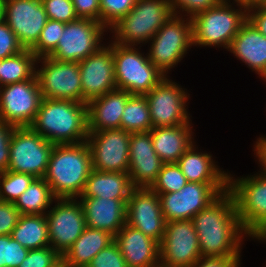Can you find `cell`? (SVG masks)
<instances>
[{"mask_svg":"<svg viewBox=\"0 0 266 267\" xmlns=\"http://www.w3.org/2000/svg\"><path fill=\"white\" fill-rule=\"evenodd\" d=\"M201 257L242 256L241 250L250 235L242 228L234 196L221 193L193 218Z\"/></svg>","mask_w":266,"mask_h":267,"instance_id":"1","label":"cell"},{"mask_svg":"<svg viewBox=\"0 0 266 267\" xmlns=\"http://www.w3.org/2000/svg\"><path fill=\"white\" fill-rule=\"evenodd\" d=\"M29 127L54 145L85 142L89 133L87 104L42 98Z\"/></svg>","mask_w":266,"mask_h":267,"instance_id":"2","label":"cell"},{"mask_svg":"<svg viewBox=\"0 0 266 267\" xmlns=\"http://www.w3.org/2000/svg\"><path fill=\"white\" fill-rule=\"evenodd\" d=\"M91 170V151L86 141L56 144L43 178L56 198H78Z\"/></svg>","mask_w":266,"mask_h":267,"instance_id":"3","label":"cell"},{"mask_svg":"<svg viewBox=\"0 0 266 267\" xmlns=\"http://www.w3.org/2000/svg\"><path fill=\"white\" fill-rule=\"evenodd\" d=\"M247 11L248 7L242 4L222 1L196 14L191 18L193 46L223 47L228 51L233 38L247 21Z\"/></svg>","mask_w":266,"mask_h":267,"instance_id":"4","label":"cell"},{"mask_svg":"<svg viewBox=\"0 0 266 267\" xmlns=\"http://www.w3.org/2000/svg\"><path fill=\"white\" fill-rule=\"evenodd\" d=\"M169 0H137L132 10L109 29L112 41L144 46L173 16Z\"/></svg>","mask_w":266,"mask_h":267,"instance_id":"5","label":"cell"},{"mask_svg":"<svg viewBox=\"0 0 266 267\" xmlns=\"http://www.w3.org/2000/svg\"><path fill=\"white\" fill-rule=\"evenodd\" d=\"M141 47L121 45L113 41L117 89L125 90L131 95L147 94L165 77L150 62L147 53L142 52Z\"/></svg>","mask_w":266,"mask_h":267,"instance_id":"6","label":"cell"},{"mask_svg":"<svg viewBox=\"0 0 266 267\" xmlns=\"http://www.w3.org/2000/svg\"><path fill=\"white\" fill-rule=\"evenodd\" d=\"M148 58L165 76L193 46L191 18L173 14L148 42ZM169 72V73H168Z\"/></svg>","mask_w":266,"mask_h":267,"instance_id":"7","label":"cell"},{"mask_svg":"<svg viewBox=\"0 0 266 267\" xmlns=\"http://www.w3.org/2000/svg\"><path fill=\"white\" fill-rule=\"evenodd\" d=\"M145 97L153 128L192 124V116L187 111L190 94L169 76H165Z\"/></svg>","mask_w":266,"mask_h":267,"instance_id":"8","label":"cell"},{"mask_svg":"<svg viewBox=\"0 0 266 267\" xmlns=\"http://www.w3.org/2000/svg\"><path fill=\"white\" fill-rule=\"evenodd\" d=\"M54 144L30 127H16L10 142L8 171L43 178Z\"/></svg>","mask_w":266,"mask_h":267,"instance_id":"9","label":"cell"},{"mask_svg":"<svg viewBox=\"0 0 266 267\" xmlns=\"http://www.w3.org/2000/svg\"><path fill=\"white\" fill-rule=\"evenodd\" d=\"M229 171L228 190L234 196L242 228L251 235L266 220V176L234 177Z\"/></svg>","mask_w":266,"mask_h":267,"instance_id":"10","label":"cell"},{"mask_svg":"<svg viewBox=\"0 0 266 267\" xmlns=\"http://www.w3.org/2000/svg\"><path fill=\"white\" fill-rule=\"evenodd\" d=\"M107 29L98 21L78 18L65 23L56 49L49 57L61 62H81L104 45ZM103 42V43H102Z\"/></svg>","mask_w":266,"mask_h":267,"instance_id":"11","label":"cell"},{"mask_svg":"<svg viewBox=\"0 0 266 267\" xmlns=\"http://www.w3.org/2000/svg\"><path fill=\"white\" fill-rule=\"evenodd\" d=\"M228 190V183L187 182L178 192L158 194L165 221L192 218Z\"/></svg>","mask_w":266,"mask_h":267,"instance_id":"12","label":"cell"},{"mask_svg":"<svg viewBox=\"0 0 266 267\" xmlns=\"http://www.w3.org/2000/svg\"><path fill=\"white\" fill-rule=\"evenodd\" d=\"M36 77L43 98L82 102L79 63L37 58Z\"/></svg>","mask_w":266,"mask_h":267,"instance_id":"13","label":"cell"},{"mask_svg":"<svg viewBox=\"0 0 266 267\" xmlns=\"http://www.w3.org/2000/svg\"><path fill=\"white\" fill-rule=\"evenodd\" d=\"M46 212L50 246L61 256L86 228L84 211L78 198H56Z\"/></svg>","mask_w":266,"mask_h":267,"instance_id":"14","label":"cell"},{"mask_svg":"<svg viewBox=\"0 0 266 267\" xmlns=\"http://www.w3.org/2000/svg\"><path fill=\"white\" fill-rule=\"evenodd\" d=\"M42 93L36 75L29 80L0 87V120L29 127L39 110Z\"/></svg>","mask_w":266,"mask_h":267,"instance_id":"15","label":"cell"},{"mask_svg":"<svg viewBox=\"0 0 266 267\" xmlns=\"http://www.w3.org/2000/svg\"><path fill=\"white\" fill-rule=\"evenodd\" d=\"M88 132L86 142L91 151L92 169L128 173L131 133L122 128Z\"/></svg>","mask_w":266,"mask_h":267,"instance_id":"16","label":"cell"},{"mask_svg":"<svg viewBox=\"0 0 266 267\" xmlns=\"http://www.w3.org/2000/svg\"><path fill=\"white\" fill-rule=\"evenodd\" d=\"M200 258L198 235L192 220L166 222L160 243V262L174 267H191Z\"/></svg>","mask_w":266,"mask_h":267,"instance_id":"17","label":"cell"},{"mask_svg":"<svg viewBox=\"0 0 266 267\" xmlns=\"http://www.w3.org/2000/svg\"><path fill=\"white\" fill-rule=\"evenodd\" d=\"M82 103L117 89L113 59V41L105 42L95 53L79 62Z\"/></svg>","mask_w":266,"mask_h":267,"instance_id":"18","label":"cell"},{"mask_svg":"<svg viewBox=\"0 0 266 267\" xmlns=\"http://www.w3.org/2000/svg\"><path fill=\"white\" fill-rule=\"evenodd\" d=\"M2 19L24 49L38 41L48 17L41 0H16L2 5Z\"/></svg>","mask_w":266,"mask_h":267,"instance_id":"19","label":"cell"},{"mask_svg":"<svg viewBox=\"0 0 266 267\" xmlns=\"http://www.w3.org/2000/svg\"><path fill=\"white\" fill-rule=\"evenodd\" d=\"M126 224L161 243L166 221L158 194L150 188H134L126 203Z\"/></svg>","mask_w":266,"mask_h":267,"instance_id":"20","label":"cell"},{"mask_svg":"<svg viewBox=\"0 0 266 267\" xmlns=\"http://www.w3.org/2000/svg\"><path fill=\"white\" fill-rule=\"evenodd\" d=\"M163 161L155 153L151 131L131 133L129 142V169L134 188H150L156 181Z\"/></svg>","mask_w":266,"mask_h":267,"instance_id":"21","label":"cell"},{"mask_svg":"<svg viewBox=\"0 0 266 267\" xmlns=\"http://www.w3.org/2000/svg\"><path fill=\"white\" fill-rule=\"evenodd\" d=\"M114 242L127 267H153L160 262V243L127 224L114 236Z\"/></svg>","mask_w":266,"mask_h":267,"instance_id":"22","label":"cell"},{"mask_svg":"<svg viewBox=\"0 0 266 267\" xmlns=\"http://www.w3.org/2000/svg\"><path fill=\"white\" fill-rule=\"evenodd\" d=\"M86 220V227L100 229L113 237L126 224L128 199L78 197Z\"/></svg>","mask_w":266,"mask_h":267,"instance_id":"23","label":"cell"},{"mask_svg":"<svg viewBox=\"0 0 266 267\" xmlns=\"http://www.w3.org/2000/svg\"><path fill=\"white\" fill-rule=\"evenodd\" d=\"M261 80L266 78V36L248 20L241 26L228 49Z\"/></svg>","mask_w":266,"mask_h":267,"instance_id":"24","label":"cell"},{"mask_svg":"<svg viewBox=\"0 0 266 267\" xmlns=\"http://www.w3.org/2000/svg\"><path fill=\"white\" fill-rule=\"evenodd\" d=\"M131 96L125 90L114 89L87 103L88 131L121 128L125 104Z\"/></svg>","mask_w":266,"mask_h":267,"instance_id":"25","label":"cell"},{"mask_svg":"<svg viewBox=\"0 0 266 267\" xmlns=\"http://www.w3.org/2000/svg\"><path fill=\"white\" fill-rule=\"evenodd\" d=\"M201 151L194 142L177 161L188 182L228 183L229 172L216 164L211 153Z\"/></svg>","mask_w":266,"mask_h":267,"instance_id":"26","label":"cell"},{"mask_svg":"<svg viewBox=\"0 0 266 267\" xmlns=\"http://www.w3.org/2000/svg\"><path fill=\"white\" fill-rule=\"evenodd\" d=\"M192 130L193 124L155 127L150 130L155 153L164 164L177 163L186 150L194 144L195 133Z\"/></svg>","mask_w":266,"mask_h":267,"instance_id":"27","label":"cell"},{"mask_svg":"<svg viewBox=\"0 0 266 267\" xmlns=\"http://www.w3.org/2000/svg\"><path fill=\"white\" fill-rule=\"evenodd\" d=\"M133 189L129 173L92 169L79 197L128 199Z\"/></svg>","mask_w":266,"mask_h":267,"instance_id":"28","label":"cell"},{"mask_svg":"<svg viewBox=\"0 0 266 267\" xmlns=\"http://www.w3.org/2000/svg\"><path fill=\"white\" fill-rule=\"evenodd\" d=\"M113 241L114 237L110 233L86 227L62 255V260L70 267H87L91 260Z\"/></svg>","mask_w":266,"mask_h":267,"instance_id":"29","label":"cell"},{"mask_svg":"<svg viewBox=\"0 0 266 267\" xmlns=\"http://www.w3.org/2000/svg\"><path fill=\"white\" fill-rule=\"evenodd\" d=\"M11 237L29 250L50 246L45 214L21 215Z\"/></svg>","mask_w":266,"mask_h":267,"instance_id":"30","label":"cell"},{"mask_svg":"<svg viewBox=\"0 0 266 267\" xmlns=\"http://www.w3.org/2000/svg\"><path fill=\"white\" fill-rule=\"evenodd\" d=\"M55 199L45 179L35 178L14 204L21 215H43L51 208Z\"/></svg>","mask_w":266,"mask_h":267,"instance_id":"31","label":"cell"},{"mask_svg":"<svg viewBox=\"0 0 266 267\" xmlns=\"http://www.w3.org/2000/svg\"><path fill=\"white\" fill-rule=\"evenodd\" d=\"M37 57L30 49L2 59L0 65V87L32 79L36 75Z\"/></svg>","mask_w":266,"mask_h":267,"instance_id":"32","label":"cell"},{"mask_svg":"<svg viewBox=\"0 0 266 267\" xmlns=\"http://www.w3.org/2000/svg\"><path fill=\"white\" fill-rule=\"evenodd\" d=\"M121 128L129 133L149 132L153 128L145 95H131L128 98L121 118Z\"/></svg>","mask_w":266,"mask_h":267,"instance_id":"33","label":"cell"},{"mask_svg":"<svg viewBox=\"0 0 266 267\" xmlns=\"http://www.w3.org/2000/svg\"><path fill=\"white\" fill-rule=\"evenodd\" d=\"M34 179L33 175L20 172L7 170L0 173V201L15 203Z\"/></svg>","mask_w":266,"mask_h":267,"instance_id":"34","label":"cell"},{"mask_svg":"<svg viewBox=\"0 0 266 267\" xmlns=\"http://www.w3.org/2000/svg\"><path fill=\"white\" fill-rule=\"evenodd\" d=\"M188 180L177 163L163 164L156 181L150 189L157 194L178 192Z\"/></svg>","mask_w":266,"mask_h":267,"instance_id":"35","label":"cell"},{"mask_svg":"<svg viewBox=\"0 0 266 267\" xmlns=\"http://www.w3.org/2000/svg\"><path fill=\"white\" fill-rule=\"evenodd\" d=\"M65 23L48 19L41 31L37 43L30 49L37 58L49 56L58 44L59 38L64 31Z\"/></svg>","mask_w":266,"mask_h":267,"instance_id":"36","label":"cell"},{"mask_svg":"<svg viewBox=\"0 0 266 267\" xmlns=\"http://www.w3.org/2000/svg\"><path fill=\"white\" fill-rule=\"evenodd\" d=\"M137 0H100V23L109 30L127 15Z\"/></svg>","mask_w":266,"mask_h":267,"instance_id":"37","label":"cell"},{"mask_svg":"<svg viewBox=\"0 0 266 267\" xmlns=\"http://www.w3.org/2000/svg\"><path fill=\"white\" fill-rule=\"evenodd\" d=\"M29 249L14 240L11 235L0 236V267H19Z\"/></svg>","mask_w":266,"mask_h":267,"instance_id":"38","label":"cell"},{"mask_svg":"<svg viewBox=\"0 0 266 267\" xmlns=\"http://www.w3.org/2000/svg\"><path fill=\"white\" fill-rule=\"evenodd\" d=\"M62 256L51 246L29 250L19 267H54Z\"/></svg>","mask_w":266,"mask_h":267,"instance_id":"39","label":"cell"},{"mask_svg":"<svg viewBox=\"0 0 266 267\" xmlns=\"http://www.w3.org/2000/svg\"><path fill=\"white\" fill-rule=\"evenodd\" d=\"M48 19L69 23L78 19L72 0H41Z\"/></svg>","mask_w":266,"mask_h":267,"instance_id":"40","label":"cell"},{"mask_svg":"<svg viewBox=\"0 0 266 267\" xmlns=\"http://www.w3.org/2000/svg\"><path fill=\"white\" fill-rule=\"evenodd\" d=\"M222 1L223 0H169L171 9L175 15L189 18H192L202 11L213 8Z\"/></svg>","mask_w":266,"mask_h":267,"instance_id":"41","label":"cell"},{"mask_svg":"<svg viewBox=\"0 0 266 267\" xmlns=\"http://www.w3.org/2000/svg\"><path fill=\"white\" fill-rule=\"evenodd\" d=\"M87 267H127V265L118 245L113 241L102 249Z\"/></svg>","mask_w":266,"mask_h":267,"instance_id":"42","label":"cell"},{"mask_svg":"<svg viewBox=\"0 0 266 267\" xmlns=\"http://www.w3.org/2000/svg\"><path fill=\"white\" fill-rule=\"evenodd\" d=\"M23 46L19 43L17 36L10 29L7 23L0 20V59H4L23 51Z\"/></svg>","mask_w":266,"mask_h":267,"instance_id":"43","label":"cell"},{"mask_svg":"<svg viewBox=\"0 0 266 267\" xmlns=\"http://www.w3.org/2000/svg\"><path fill=\"white\" fill-rule=\"evenodd\" d=\"M21 214L12 202L0 201V236L11 235Z\"/></svg>","mask_w":266,"mask_h":267,"instance_id":"44","label":"cell"},{"mask_svg":"<svg viewBox=\"0 0 266 267\" xmlns=\"http://www.w3.org/2000/svg\"><path fill=\"white\" fill-rule=\"evenodd\" d=\"M16 126L0 120V173L8 170L10 142Z\"/></svg>","mask_w":266,"mask_h":267,"instance_id":"45","label":"cell"},{"mask_svg":"<svg viewBox=\"0 0 266 267\" xmlns=\"http://www.w3.org/2000/svg\"><path fill=\"white\" fill-rule=\"evenodd\" d=\"M78 18L100 22V0H72Z\"/></svg>","mask_w":266,"mask_h":267,"instance_id":"46","label":"cell"},{"mask_svg":"<svg viewBox=\"0 0 266 267\" xmlns=\"http://www.w3.org/2000/svg\"><path fill=\"white\" fill-rule=\"evenodd\" d=\"M241 256L201 257L191 267H241Z\"/></svg>","mask_w":266,"mask_h":267,"instance_id":"47","label":"cell"},{"mask_svg":"<svg viewBox=\"0 0 266 267\" xmlns=\"http://www.w3.org/2000/svg\"><path fill=\"white\" fill-rule=\"evenodd\" d=\"M247 20L266 36V7L252 5L248 7Z\"/></svg>","mask_w":266,"mask_h":267,"instance_id":"48","label":"cell"},{"mask_svg":"<svg viewBox=\"0 0 266 267\" xmlns=\"http://www.w3.org/2000/svg\"><path fill=\"white\" fill-rule=\"evenodd\" d=\"M253 145V154L259 162L258 167H261L259 172L266 176V136L260 135Z\"/></svg>","mask_w":266,"mask_h":267,"instance_id":"49","label":"cell"},{"mask_svg":"<svg viewBox=\"0 0 266 267\" xmlns=\"http://www.w3.org/2000/svg\"><path fill=\"white\" fill-rule=\"evenodd\" d=\"M249 238L255 239L261 243L266 239V220L250 235Z\"/></svg>","mask_w":266,"mask_h":267,"instance_id":"50","label":"cell"},{"mask_svg":"<svg viewBox=\"0 0 266 267\" xmlns=\"http://www.w3.org/2000/svg\"><path fill=\"white\" fill-rule=\"evenodd\" d=\"M224 2H232V3H237V4H242L246 7L255 5L257 0H223Z\"/></svg>","mask_w":266,"mask_h":267,"instance_id":"51","label":"cell"},{"mask_svg":"<svg viewBox=\"0 0 266 267\" xmlns=\"http://www.w3.org/2000/svg\"><path fill=\"white\" fill-rule=\"evenodd\" d=\"M54 267H70L63 260L57 263Z\"/></svg>","mask_w":266,"mask_h":267,"instance_id":"52","label":"cell"},{"mask_svg":"<svg viewBox=\"0 0 266 267\" xmlns=\"http://www.w3.org/2000/svg\"><path fill=\"white\" fill-rule=\"evenodd\" d=\"M256 5L266 7V0H257Z\"/></svg>","mask_w":266,"mask_h":267,"instance_id":"53","label":"cell"},{"mask_svg":"<svg viewBox=\"0 0 266 267\" xmlns=\"http://www.w3.org/2000/svg\"><path fill=\"white\" fill-rule=\"evenodd\" d=\"M153 267H174V266H169V265H166V264H163L161 262H158L156 265H154Z\"/></svg>","mask_w":266,"mask_h":267,"instance_id":"54","label":"cell"},{"mask_svg":"<svg viewBox=\"0 0 266 267\" xmlns=\"http://www.w3.org/2000/svg\"><path fill=\"white\" fill-rule=\"evenodd\" d=\"M12 1H16V0H0V4L3 5L5 3H9V2H12Z\"/></svg>","mask_w":266,"mask_h":267,"instance_id":"55","label":"cell"},{"mask_svg":"<svg viewBox=\"0 0 266 267\" xmlns=\"http://www.w3.org/2000/svg\"><path fill=\"white\" fill-rule=\"evenodd\" d=\"M2 19V5L0 4V20Z\"/></svg>","mask_w":266,"mask_h":267,"instance_id":"56","label":"cell"}]
</instances>
